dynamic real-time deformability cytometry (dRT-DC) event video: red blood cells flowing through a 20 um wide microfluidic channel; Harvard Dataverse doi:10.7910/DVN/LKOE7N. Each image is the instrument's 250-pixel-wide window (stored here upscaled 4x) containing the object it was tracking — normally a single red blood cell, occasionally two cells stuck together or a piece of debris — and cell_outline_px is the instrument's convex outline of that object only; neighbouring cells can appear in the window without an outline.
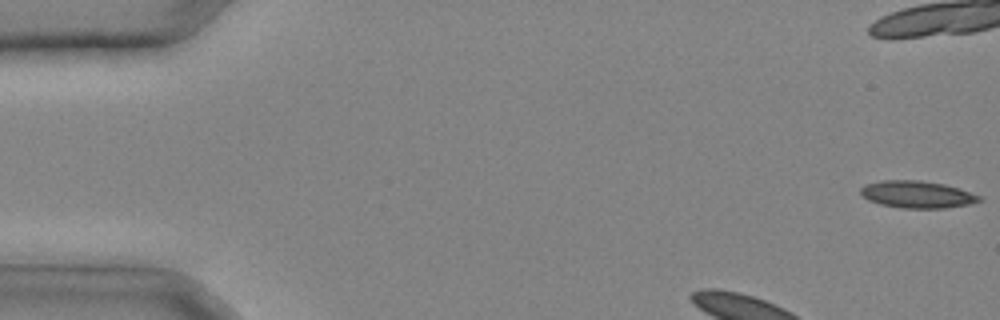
{"species": "common noctule bat (a hibernating species)", "species_latin": "Nyctalus noctula", "temperature_condition": "cold", "stored_images_in_passage": 26, "camera_frame_rate_fps": 3000, "um_per_image_px": 0.085, "animal": {"sex": "male", "body_mass_g": 20.4}, "frame": {"image": 1, "passage_image": 1, "time_ms": 0.0, "image_size_px": [1000, 320], "cell_outline_px": [[984, 200], [968, 204], [944, 208], [900, 208], [880, 204], [868, 200], [860, 192], [860, 188], [864, 184], [880, 180], [920, 180], [944, 184], [960, 188], [980, 196]], "centroid_in_image_um": [77.94, 16.52], "position_along_channel_um": 7.1, "area_um2": 18.84}}
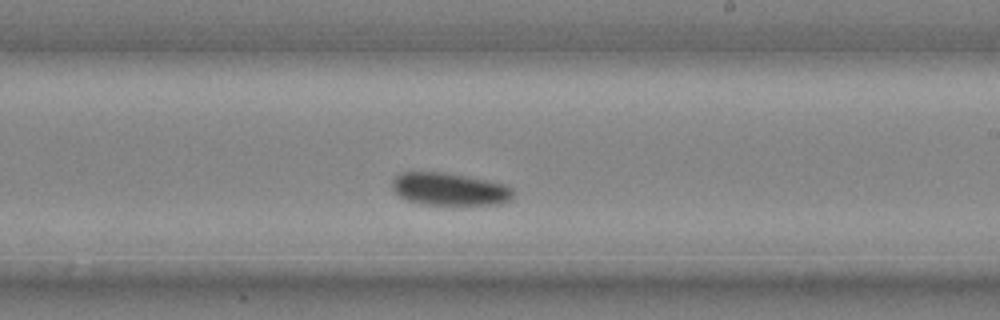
{"frame": {"image": 2, "passage_image": 17, "time_ms": 5.333, "image_size_px": [1000, 320], "cell_outline_px": [[512, 200], [500, 204], [420, 204], [408, 200], [400, 196], [392, 188], [392, 180], [400, 172], [440, 172], [464, 176], [504, 184], [512, 188]], "centroid_in_image_um": [38.19, 16.08], "position_along_channel_um": 250.8, "area_um2": 22.66}}
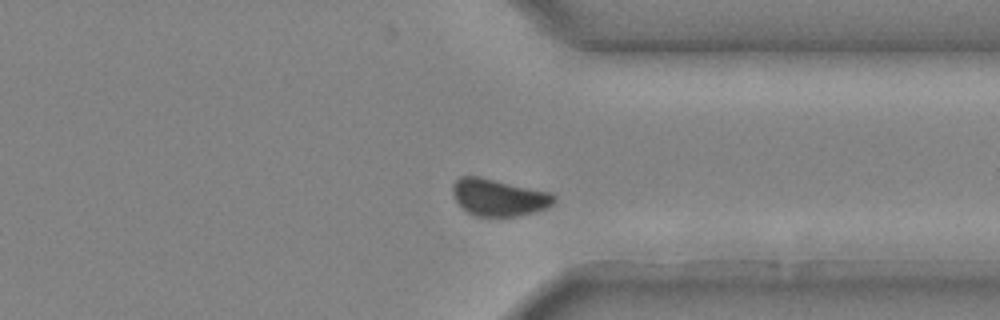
{"frame": {"image": 3, "passage_image": 23, "time_ms": 7.333, "image_size_px": [1000, 320], "cell_outline_px": [[556, 200], [548, 208], [536, 212], [516, 216], [476, 216], [468, 212], [456, 200], [452, 192], [452, 184], [460, 176], [480, 176], [552, 192], [556, 196]], "centroid_in_image_um": [42.43, 16.76], "position_along_channel_um": 369.0, "area_um2": 22.08}}